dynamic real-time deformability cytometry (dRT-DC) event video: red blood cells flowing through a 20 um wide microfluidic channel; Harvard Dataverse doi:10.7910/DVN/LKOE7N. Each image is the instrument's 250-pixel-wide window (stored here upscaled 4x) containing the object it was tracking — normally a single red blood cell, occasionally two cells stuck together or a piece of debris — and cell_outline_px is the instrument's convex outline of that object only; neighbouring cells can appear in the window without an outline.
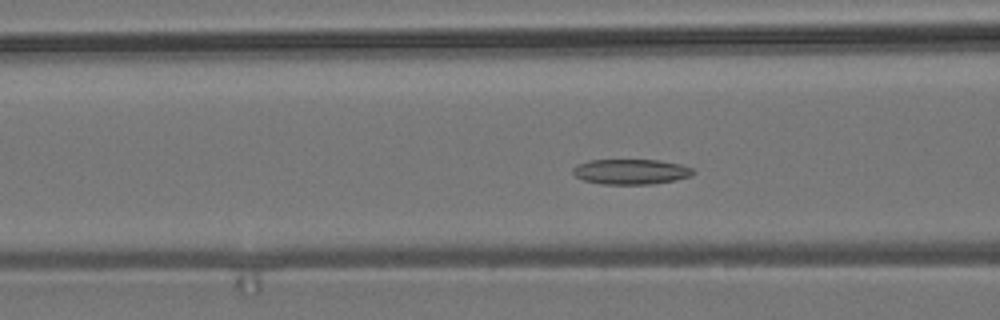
{"species": "common noctule bat (a hibernating species)", "species_latin": "Nyctalus noctula", "temperature_condition": "room temperature", "stored_images_in_passage": 48, "camera_frame_rate_fps": 3000, "um_per_image_px": 0.085, "animal": {"sex": "male", "body_mass_g": 19.2, "forearm_length_mm": 51.8}, "frame": {"image": 1, "passage_image": 13, "time_ms": 4.0, "image_size_px": [1000, 320], "cell_outline_px": [[696, 172], [692, 176], [676, 180], [652, 184], [600, 184], [584, 180], [576, 176], [572, 172], [572, 168], [576, 164], [588, 160], [660, 160], [680, 164], [692, 168]], "centroid_in_image_um": [53.63, 14.59], "position_along_channel_um": 113.0, "area_um2": 17.86}}
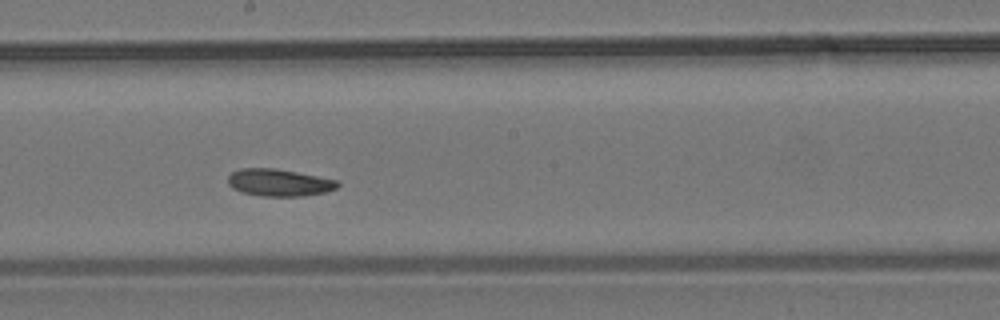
{"frame": {"image": 2, "passage_image": 22, "time_ms": 7.0, "image_size_px": [1000, 320], "cell_outline_px": [[340, 184], [336, 188], [324, 192], [304, 196], [260, 196], [240, 192], [232, 188], [228, 184], [228, 176], [232, 172], [240, 168], [276, 168], [336, 180]], "centroid_in_image_um": [23.67, 15.52], "position_along_channel_um": 224.5, "area_um2": 17.34}}
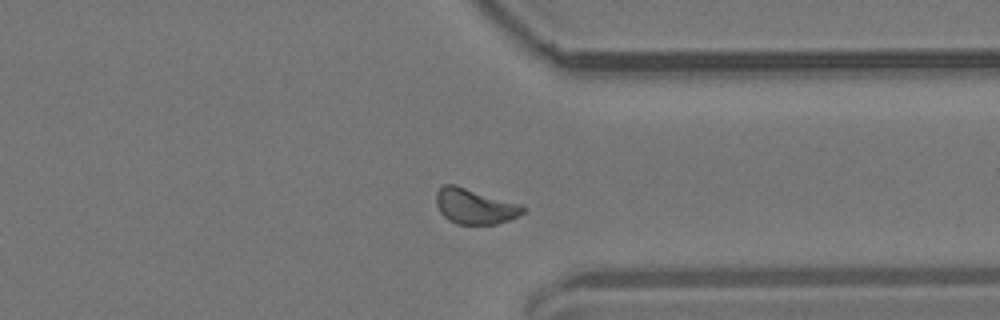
{"frame": {"image": 3, "passage_image": 34, "time_ms": 11.0, "image_size_px": [1000, 320], "cell_outline_px": [[524, 212], [508, 220], [496, 224], [456, 224], [448, 220], [440, 212], [436, 204], [436, 192], [444, 184], [456, 184], [520, 204], [524, 208]], "centroid_in_image_um": [40.31, 17.53], "position_along_channel_um": 371.1, "area_um2": 17.8}, "authors_computed_cell_mechanics": {"area_um2": 17.6868, "velocity_mm_per_s": 3.7225, "shape_relaxation_time_tau1_ms": 5.2454, "shape_relaxation_time_tau2_ms": null, "deformation_change_tau1": 0.0845, "deformation_change_tau2": null}}